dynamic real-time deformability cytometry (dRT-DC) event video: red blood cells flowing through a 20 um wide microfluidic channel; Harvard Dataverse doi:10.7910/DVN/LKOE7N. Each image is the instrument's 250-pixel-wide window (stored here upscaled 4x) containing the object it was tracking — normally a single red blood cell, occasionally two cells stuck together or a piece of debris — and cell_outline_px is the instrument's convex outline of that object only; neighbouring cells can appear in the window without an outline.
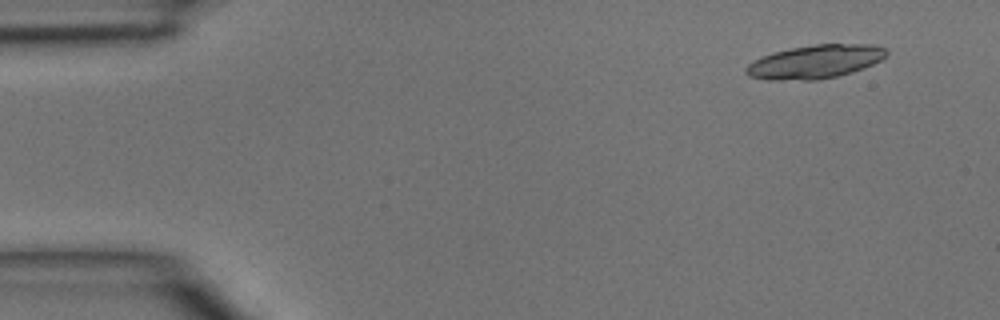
{"species": "common noctule bat (a hibernating species)", "species_latin": "Nyctalus noctula", "temperature_condition": "room temperature", "stored_images_in_passage": 3, "camera_frame_rate_fps": 3000, "um_per_image_px": 0.085, "animal": {"sex": "male", "body_mass_g": 15.6}, "frame": {"image": 1, "passage_image": 1, "time_ms": 0.0, "image_size_px": [1000, 320], "cell_outline_px": [[888, 52], [880, 60], [864, 68], [852, 72], [820, 80], [764, 80], [748, 76], [744, 72], [744, 68], [748, 64], [772, 52], [812, 44], [872, 44], [884, 48]], "centroid_in_image_um": [69.25, 5.25], "position_along_channel_um": 15.8, "area_um2": 27.46}}